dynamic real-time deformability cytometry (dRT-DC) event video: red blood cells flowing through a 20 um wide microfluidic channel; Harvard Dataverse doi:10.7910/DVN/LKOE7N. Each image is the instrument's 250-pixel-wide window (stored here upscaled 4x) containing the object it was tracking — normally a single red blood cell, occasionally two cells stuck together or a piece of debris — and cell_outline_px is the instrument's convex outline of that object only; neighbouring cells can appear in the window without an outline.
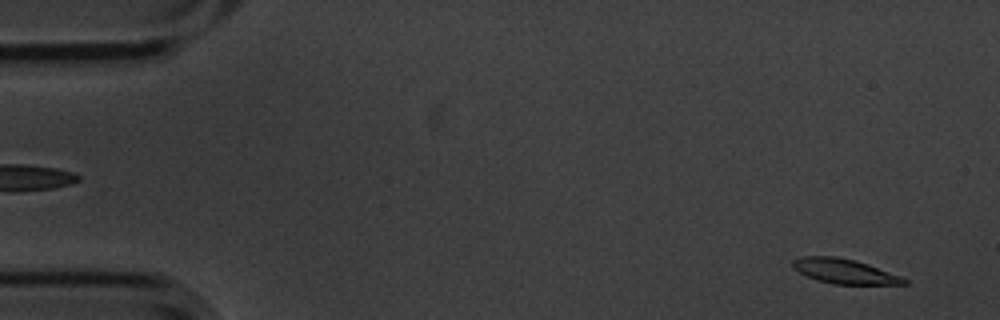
{"species": "common noctule bat (a hibernating species)", "species_latin": "Nyctalus noctula", "temperature_condition": "cold", "stored_images_in_passage": 6, "segment_of_instrument_passage": [2, 2], "camera_frame_rate_fps": 3000, "um_per_image_px": 0.085, "animal": {"sex": "male", "body_mass_g": 20.1, "forearm_length_mm": 53.5}, "frame": {"image": 1, "passage_image": 6, "time_ms": 1.667, "image_size_px": [1000, 320], "cell_outline_px": [[908, 284], [832, 284], [816, 280], [792, 268], [792, 260], [800, 256], [836, 256], [856, 260], [868, 264], [900, 276], [908, 280]], "centroid_in_image_um": [71.74, 23.05], "position_along_channel_um": 13.3, "area_um2": 16.07}}